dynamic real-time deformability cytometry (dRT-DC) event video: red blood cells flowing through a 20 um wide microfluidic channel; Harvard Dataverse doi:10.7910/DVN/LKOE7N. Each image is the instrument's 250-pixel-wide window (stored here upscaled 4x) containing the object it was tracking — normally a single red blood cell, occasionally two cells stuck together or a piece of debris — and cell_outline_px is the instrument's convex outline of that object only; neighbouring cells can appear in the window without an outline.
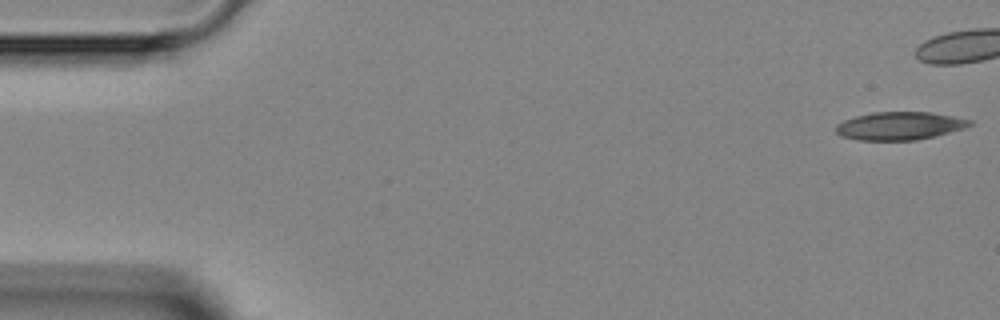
{"species": "Egyptian fruit bat (a non-hibernating species)", "species_latin": "Rousettus aegyptiacus", "temperature_condition": "room temperature", "stored_images_in_passage": 13, "camera_frame_rate_fps": 3000, "um_per_image_px": 0.085, "animal": {"sex": "female"}, "frame": {"image": 1, "passage_image": 1, "time_ms": 0.0, "image_size_px": [1000, 320], "cell_outline_px": [[972, 124], [964, 128], [916, 140], [860, 140], [840, 136], [836, 132], [836, 124], [844, 120], [856, 116], [872, 112], [932, 112], [972, 120]], "centroid_in_image_um": [76.44, 10.69], "position_along_channel_um": 8.6, "area_um2": 21.68}}